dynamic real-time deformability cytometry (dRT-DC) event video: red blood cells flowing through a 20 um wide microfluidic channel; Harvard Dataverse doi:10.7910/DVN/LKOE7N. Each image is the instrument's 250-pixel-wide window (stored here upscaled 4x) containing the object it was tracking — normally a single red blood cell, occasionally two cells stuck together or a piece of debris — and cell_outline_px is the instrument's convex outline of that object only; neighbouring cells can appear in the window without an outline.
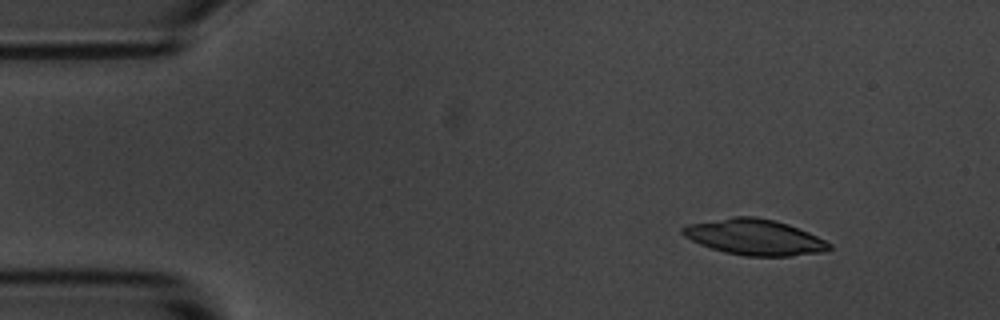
{"species": "common noctule bat (a hibernating species)", "species_latin": "Nyctalus noctula", "temperature_condition": "room temperature", "stored_images_in_passage": 3, "camera_frame_rate_fps": 3000, "um_per_image_px": 0.085, "animal": {"sex": "male", "body_mass_g": 20.1, "forearm_length_mm": 53.5}, "frame": {"image": 1, "passage_image": 1, "time_ms": 0.0, "image_size_px": [1000, 320], "cell_outline_px": [[832, 248], [824, 252], [792, 256], [744, 256], [724, 252], [700, 244], [684, 236], [680, 232], [680, 228], [688, 224], [732, 216], [756, 216], [776, 220], [788, 224], [808, 232], [832, 244]], "centroid_in_image_um": [64.14, 20.15], "position_along_channel_um": 20.9, "area_um2": 30.75}}